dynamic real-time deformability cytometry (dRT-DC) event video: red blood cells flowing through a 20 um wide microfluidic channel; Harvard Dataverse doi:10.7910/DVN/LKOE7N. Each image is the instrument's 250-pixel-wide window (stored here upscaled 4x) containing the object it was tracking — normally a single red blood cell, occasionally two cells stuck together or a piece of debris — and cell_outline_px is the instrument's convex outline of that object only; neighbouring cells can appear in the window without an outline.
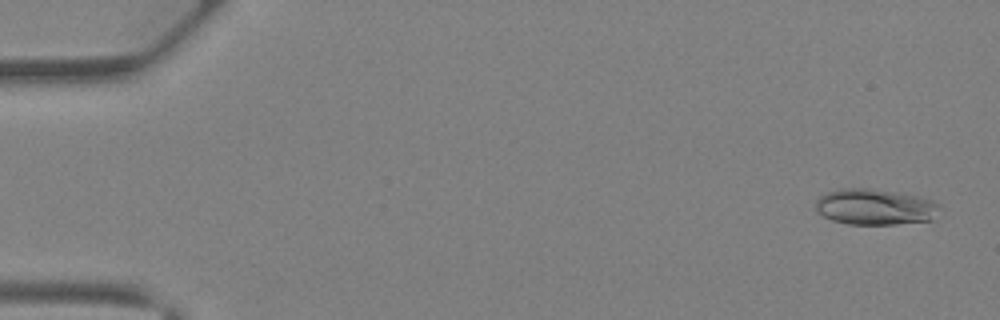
{"species": "Egyptian fruit bat (a non-hibernating species)", "species_latin": "Rousettus aegyptiacus", "temperature_condition": "warm", "stored_images_in_passage": 40, "camera_frame_rate_fps": 3000, "um_per_image_px": 0.085, "animal": {"sex": "female"}, "frame": {"image": 1, "passage_image": 2, "time_ms": 0.333, "image_size_px": [1000, 320], "cell_outline_px": [[940, 204], [932, 220], [896, 224], [848, 224], [832, 220], [816, 212], [816, 200], [820, 196], [828, 192], [840, 188], [868, 188], [916, 196], [932, 200]], "centroid_in_image_um": [74.33, 17.59], "position_along_channel_um": 10.7, "area_um2": 25.72}}
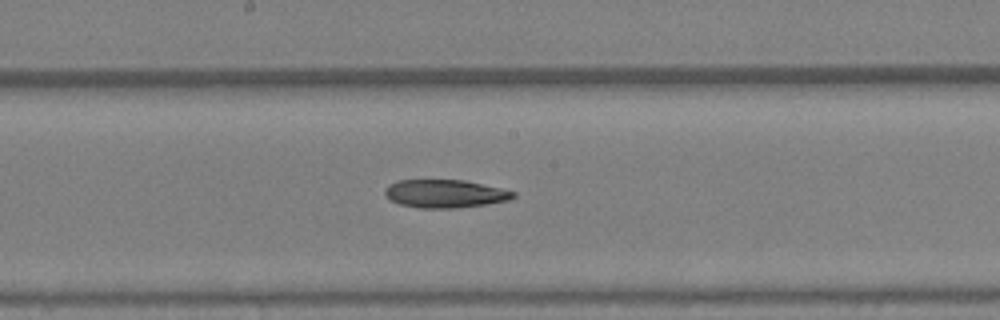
{"frame": {"image": 2, "passage_image": 22, "time_ms": 7.0, "image_size_px": [1000, 320], "cell_outline_px": [[516, 196], [508, 200], [488, 204], [456, 208], [420, 208], [400, 204], [392, 200], [384, 192], [384, 188], [388, 184], [400, 180], [464, 180], [504, 188], [516, 192]], "centroid_in_image_um": [37.87, 16.46], "position_along_channel_um": 210.3, "area_um2": 21.1}}
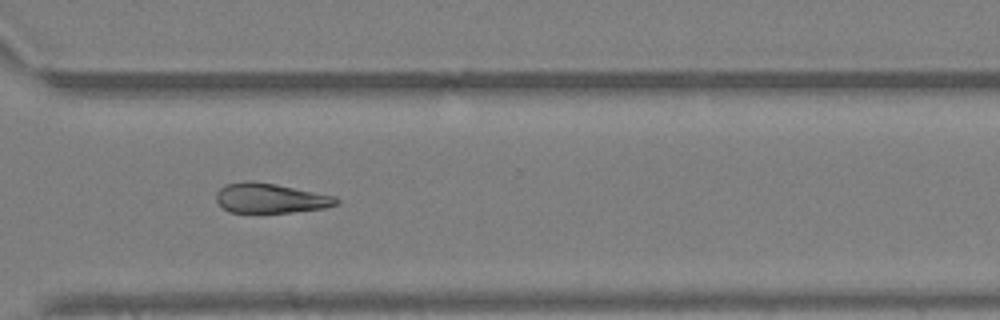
{"frame": {"image": 3, "passage_image": 30, "time_ms": 9.667, "image_size_px": [1000, 320], "cell_outline_px": [[340, 204], [324, 208], [292, 212], [228, 212], [216, 200], [216, 192], [220, 188], [228, 184], [244, 180], [252, 180], [276, 184], [336, 196], [340, 200]], "centroid_in_image_um": [23.01, 16.83], "position_along_channel_um": 347.6, "area_um2": 20.92}}